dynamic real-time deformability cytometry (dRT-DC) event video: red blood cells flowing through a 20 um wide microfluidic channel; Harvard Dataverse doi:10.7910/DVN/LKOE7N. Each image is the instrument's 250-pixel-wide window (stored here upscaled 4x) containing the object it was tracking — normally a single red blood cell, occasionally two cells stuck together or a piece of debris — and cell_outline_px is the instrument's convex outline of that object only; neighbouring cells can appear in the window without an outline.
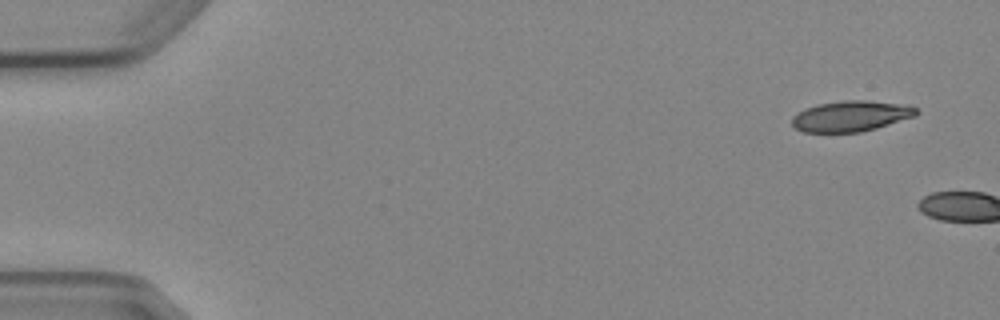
{"species": "Egyptian fruit bat (a non-hibernating species)", "species_latin": "Rousettus aegyptiacus", "temperature_condition": "cold", "stored_images_in_passage": 2, "camera_frame_rate_fps": 3000, "um_per_image_px": 0.085, "animal": {"sex": "female"}, "frame": {"image": 1, "passage_image": 1, "time_ms": 0.0, "image_size_px": [1000, 320], "cell_outline_px": [[920, 112], [916, 116], [876, 128], [860, 132], [804, 132], [796, 128], [792, 124], [792, 116], [804, 108], [816, 104], [840, 100], [868, 100], [908, 104], [916, 108]], "centroid_in_image_um": [72.35, 9.85], "position_along_channel_um": 12.7, "area_um2": 22.54}}